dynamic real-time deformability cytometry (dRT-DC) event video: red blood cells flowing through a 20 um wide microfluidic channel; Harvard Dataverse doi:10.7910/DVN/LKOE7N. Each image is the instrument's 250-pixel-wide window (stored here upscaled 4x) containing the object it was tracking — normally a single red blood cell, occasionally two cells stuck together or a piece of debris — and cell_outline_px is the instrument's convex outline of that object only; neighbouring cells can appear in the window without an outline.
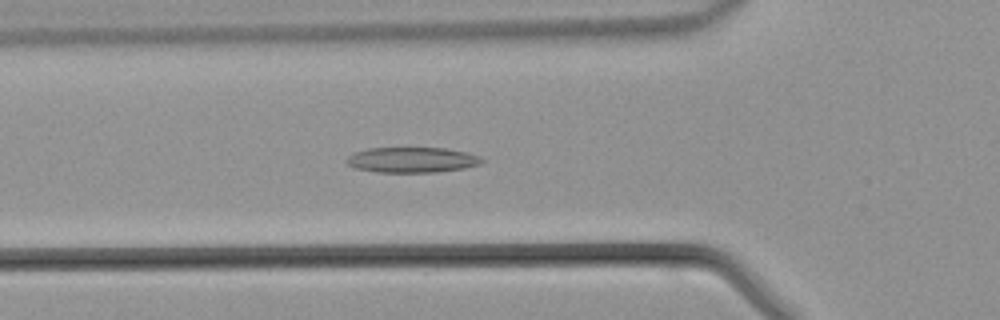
{"species": "common noctule bat (a hibernating species)", "species_latin": "Nyctalus noctula", "temperature_condition": "warm", "stored_images_in_passage": 34, "camera_frame_rate_fps": 3000, "um_per_image_px": 0.085, "animal": {"sex": "male", "body_mass_g": 21.5, "forearm_length_mm": 52.0}, "frame": {"image": 1, "passage_image": 10, "time_ms": 3.0, "image_size_px": [1000, 320], "cell_outline_px": [[484, 160], [480, 164], [464, 168], [436, 172], [376, 172], [352, 168], [344, 160], [352, 152], [368, 148], [444, 148], [468, 152], [480, 156]], "centroid_in_image_um": [34.98, 13.59], "position_along_channel_um": 90.8, "area_um2": 20.23}}
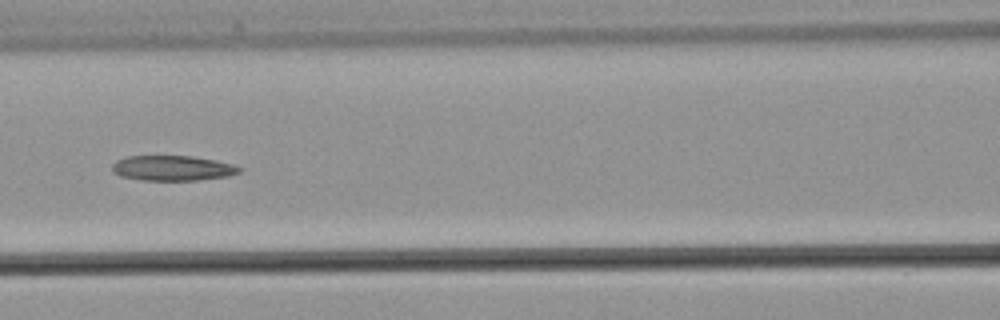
{"frame": {"image": 2, "passage_image": 14, "time_ms": 4.333, "image_size_px": [1000, 320], "cell_outline_px": [[240, 172], [228, 176], [196, 180], [140, 180], [120, 176], [112, 172], [112, 164], [116, 160], [128, 156], [192, 156], [216, 160], [232, 164], [240, 168]], "centroid_in_image_um": [14.62, 14.29], "position_along_channel_um": 152.0, "area_um2": 18.61}}
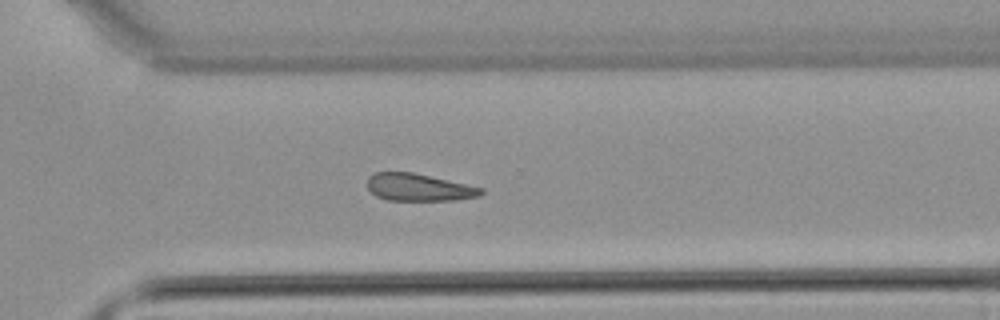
{"frame": {"image": 3, "passage_image": 26, "time_ms": 8.333, "image_size_px": [1000, 320], "cell_outline_px": [[484, 192], [480, 196], [456, 200], [388, 200], [376, 196], [368, 188], [368, 176], [372, 172], [412, 172], [484, 188]], "centroid_in_image_um": [35.6, 15.92], "position_along_channel_um": 335.0, "area_um2": 18.09}}